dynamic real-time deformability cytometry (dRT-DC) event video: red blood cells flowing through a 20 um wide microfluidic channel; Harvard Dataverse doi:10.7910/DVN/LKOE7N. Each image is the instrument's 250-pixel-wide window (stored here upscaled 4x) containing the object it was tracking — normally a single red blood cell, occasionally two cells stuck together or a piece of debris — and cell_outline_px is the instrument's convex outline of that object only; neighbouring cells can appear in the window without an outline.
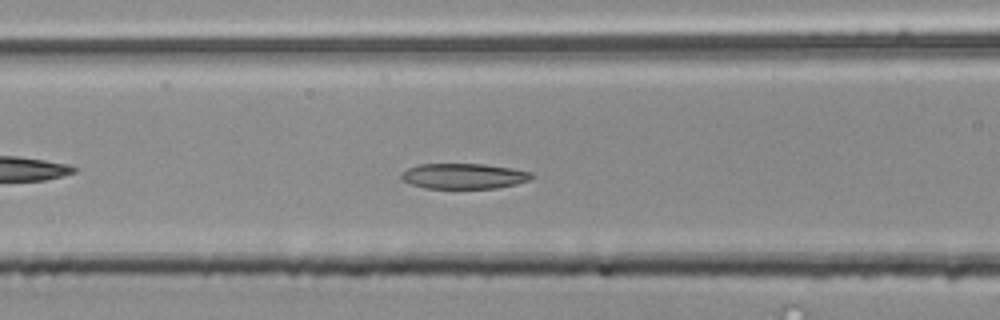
{"species": "common noctule bat (a hibernating species)", "species_latin": "Nyctalus noctula", "temperature_condition": "room temperature", "stored_images_in_passage": 39, "camera_frame_rate_fps": 3000, "um_per_image_px": 0.085, "animal": {"sex": "male", "body_mass_g": 20.4}, "frame": {"image": 1, "passage_image": 7, "time_ms": 2.0, "image_size_px": [1000, 320], "cell_outline_px": [[532, 176], [528, 180], [516, 184], [496, 188], [424, 188], [400, 180], [400, 176], [408, 168], [420, 164], [484, 164], [512, 168], [532, 172]], "centroid_in_image_um": [39.4, 14.97], "position_along_channel_um": 127.2, "area_um2": 19.19}}
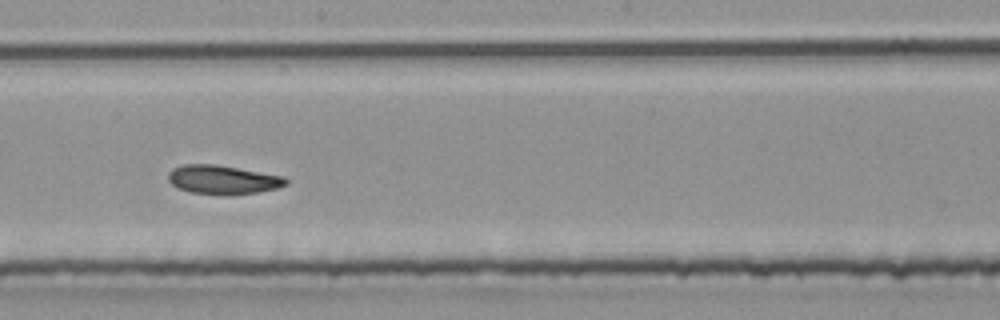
{"frame": {"image": 2, "passage_image": 15, "time_ms": 4.667, "image_size_px": [1000, 320], "cell_outline_px": [[288, 184], [276, 188], [256, 192], [220, 196], [192, 192], [180, 188], [172, 184], [168, 180], [168, 172], [172, 168], [184, 164], [212, 164], [284, 176], [288, 180]], "centroid_in_image_um": [18.92, 15.28], "position_along_channel_um": 229.3, "area_um2": 19.71}}
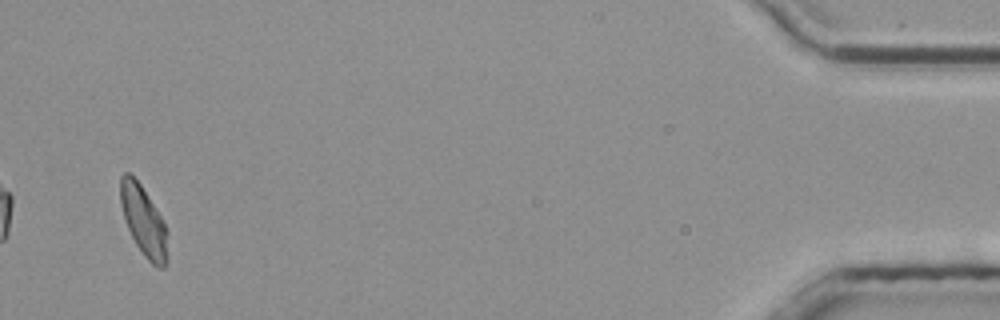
{"frame": {"image": 3, "passage_image": 37, "time_ms": 12.0, "image_size_px": [1000, 320], "cell_outline_px": [[168, 260], [164, 268], [156, 268], [144, 256], [136, 244], [128, 228], [124, 216], [120, 200], [120, 176], [124, 172], [128, 172], [140, 184], [160, 216], [168, 232]], "centroid_in_image_um": [12.23, 18.84], "position_along_channel_um": 423.0, "area_um2": 19.07}, "authors_computed_cell_mechanics": {"area_um2": 19.7098, "velocity_mm_per_s": 3.8306, "shape_relaxation_time_tau1_ms": null, "shape_relaxation_time_tau2_ms": 3.041, "deformation_change_tau1": null, "deformation_change_tau2": 0.0868}}